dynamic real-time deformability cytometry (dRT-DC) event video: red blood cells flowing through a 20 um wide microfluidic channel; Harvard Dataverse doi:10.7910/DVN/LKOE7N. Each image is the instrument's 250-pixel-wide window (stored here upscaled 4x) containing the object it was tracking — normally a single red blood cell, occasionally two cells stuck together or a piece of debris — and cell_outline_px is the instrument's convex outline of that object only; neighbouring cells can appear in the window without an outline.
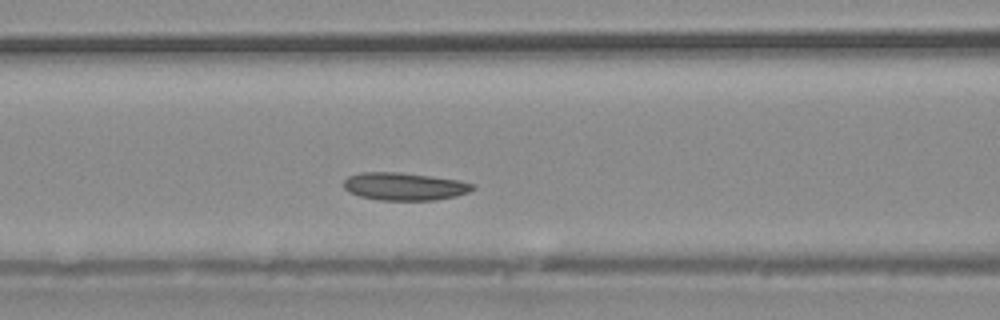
{"species": "common noctule bat (a hibernating species)", "species_latin": "Nyctalus noctula", "temperature_condition": "warm", "stored_images_in_passage": 34, "camera_frame_rate_fps": 3000, "um_per_image_px": 0.085, "animal": {"sex": "male", "body_mass_g": 20.4}, "frame": {"image": 1, "passage_image": 10, "time_ms": 3.0, "image_size_px": [1000, 320], "cell_outline_px": [[476, 188], [468, 192], [456, 196], [432, 200], [380, 200], [360, 196], [348, 192], [344, 188], [344, 180], [348, 176], [360, 172], [400, 172], [460, 180], [476, 184]], "centroid_in_image_um": [34.38, 15.84], "position_along_channel_um": 132.2, "area_um2": 20.92}}
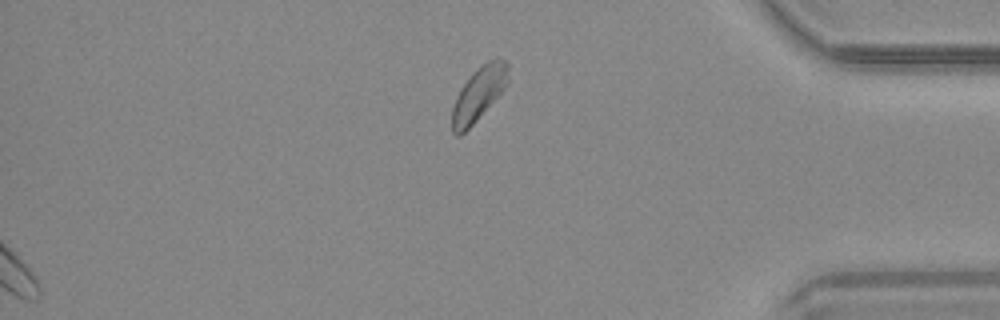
{"frame": {"image": 2, "passage_image": 34, "time_ms": 11.0, "image_size_px": [1000, 320], "cell_outline_px": [[508, 84], [476, 120], [460, 136], [456, 136], [452, 132], [452, 108], [456, 96], [460, 88], [488, 60], [500, 56], [508, 64]], "centroid_in_image_um": [40.69, 7.98], "position_along_channel_um": 394.5, "area_um2": 17.11}}